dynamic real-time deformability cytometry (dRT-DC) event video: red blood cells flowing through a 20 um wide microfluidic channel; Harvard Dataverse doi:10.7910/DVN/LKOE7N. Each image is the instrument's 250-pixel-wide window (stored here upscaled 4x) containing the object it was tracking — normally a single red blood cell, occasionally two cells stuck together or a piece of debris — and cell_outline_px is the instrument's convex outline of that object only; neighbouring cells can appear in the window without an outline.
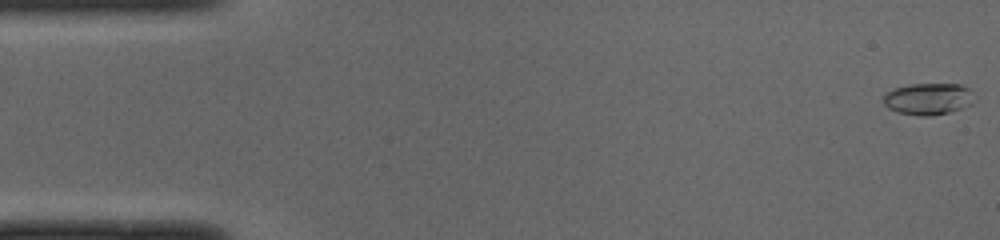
{"species": "common noctule bat (a hibernating species)", "species_latin": "Nyctalus noctula", "temperature_condition": "cold", "stored_images_in_passage": 45, "camera_frame_rate_fps": 3000, "um_per_image_px": 0.085, "animal": {"sex": "male", "body_mass_g": 19.0, "forearm_length_mm": 50.8}, "frame": {"image": 1, "passage_image": 1, "time_ms": 0.0, "image_size_px": [1000, 240], "cell_outline_px": [[972, 104], [948, 112], [928, 116], [920, 116], [896, 112], [888, 108], [880, 100], [884, 92], [896, 88], [912, 84], [960, 84], [968, 88]], "centroid_in_image_um": [78.79, 8.41], "position_along_channel_um": 6.2, "area_um2": 16.65}}
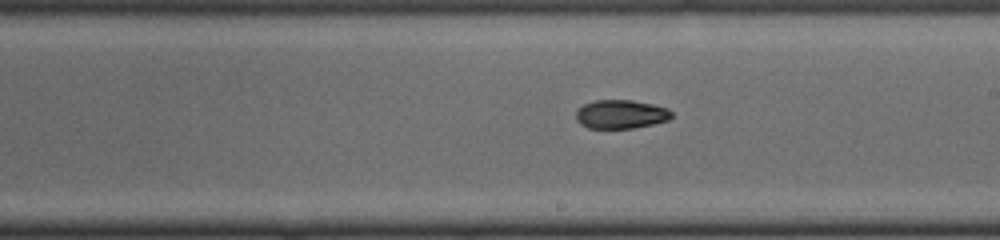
{"frame": {"image": 2, "passage_image": 28, "time_ms": 9.0, "image_size_px": [1000, 240], "cell_outline_px": [[672, 116], [668, 120], [652, 124], [632, 128], [588, 128], [580, 124], [576, 120], [576, 108], [584, 104], [596, 100], [632, 100], [652, 104], [668, 108], [672, 112]], "centroid_in_image_um": [52.75, 9.7], "position_along_channel_um": 236.3, "area_um2": 16.07}}
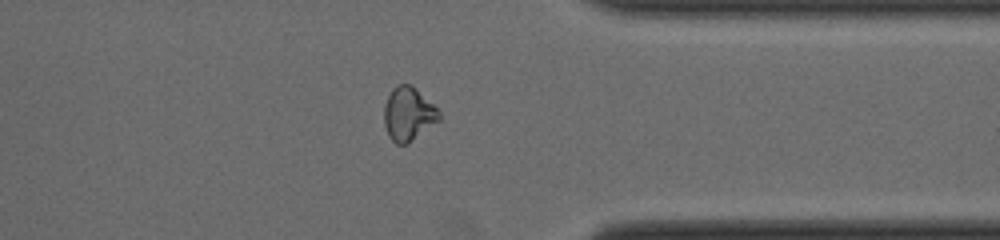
{"frame": {"image": 3, "passage_image": 39, "time_ms": 12.667, "image_size_px": [1000, 240], "cell_outline_px": [[440, 120], [408, 144], [396, 144], [388, 136], [384, 124], [384, 104], [392, 88], [396, 84], [408, 84], [416, 88], [440, 112]], "centroid_in_image_um": [34.69, 9.7], "position_along_channel_um": 376.7, "area_um2": 17.22}}